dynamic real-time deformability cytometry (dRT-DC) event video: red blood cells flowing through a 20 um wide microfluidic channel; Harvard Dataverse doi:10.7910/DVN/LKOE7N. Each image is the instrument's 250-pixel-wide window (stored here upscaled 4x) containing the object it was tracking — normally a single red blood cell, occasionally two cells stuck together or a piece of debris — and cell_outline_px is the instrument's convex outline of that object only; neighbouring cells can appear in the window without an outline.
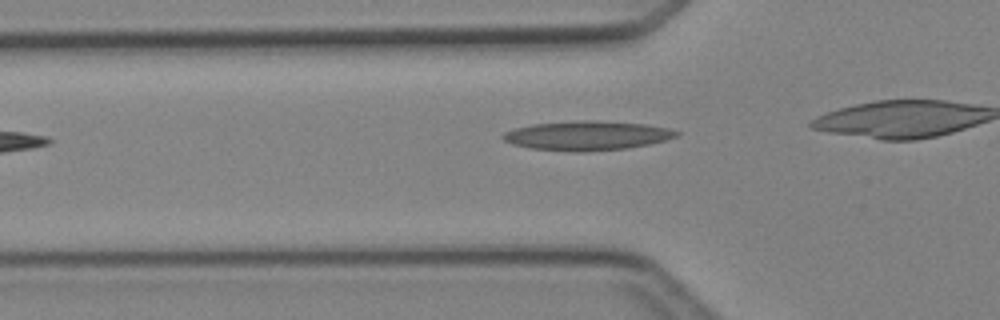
{"species": "Egyptian fruit bat (a non-hibernating species)", "species_latin": "Rousettus aegyptiacus", "temperature_condition": "cold", "stored_images_in_passage": 5, "camera_frame_rate_fps": 3000, "um_per_image_px": 0.085, "animal": {"sex": "female"}, "frame": {"image": 1, "passage_image": 4, "time_ms": 3.667, "image_size_px": [1000, 320], "cell_outline_px": [[680, 132], [676, 136], [664, 140], [648, 144], [628, 148], [584, 152], [572, 152], [528, 148], [512, 144], [504, 140], [500, 136], [504, 132], [516, 128], [532, 124], [584, 120], [596, 120], [644, 124], [668, 128]], "centroid_in_image_um": [49.86, 11.53], "position_along_channel_um": 75.9, "area_um2": 29.59}}